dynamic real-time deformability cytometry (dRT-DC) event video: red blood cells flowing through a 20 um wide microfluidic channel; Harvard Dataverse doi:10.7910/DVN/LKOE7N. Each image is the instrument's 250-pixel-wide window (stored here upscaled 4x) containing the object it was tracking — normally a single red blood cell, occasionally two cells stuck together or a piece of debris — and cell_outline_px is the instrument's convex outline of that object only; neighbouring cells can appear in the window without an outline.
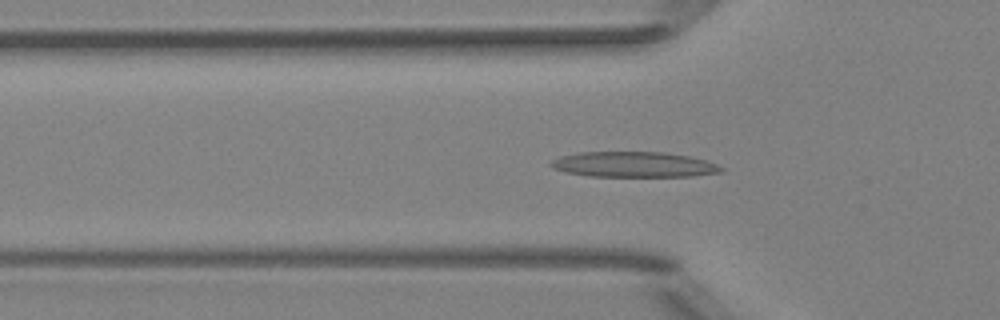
{"species": "Egyptian fruit bat (a non-hibernating species)", "species_latin": "Rousettus aegyptiacus", "temperature_condition": "room temperature", "stored_images_in_passage": 51, "camera_frame_rate_fps": 3000, "um_per_image_px": 0.085, "animal": {"sex": "female"}, "frame": {"image": 1, "passage_image": 17, "time_ms": 5.333, "image_size_px": [1000, 320], "cell_outline_px": [[724, 172], [692, 176], [588, 176], [564, 172], [552, 168], [548, 164], [552, 160], [560, 156], [580, 152], [664, 152], [688, 156], [708, 160], [724, 168]], "centroid_in_image_um": [53.87, 13.98], "position_along_channel_um": 71.9, "area_um2": 25.37}}
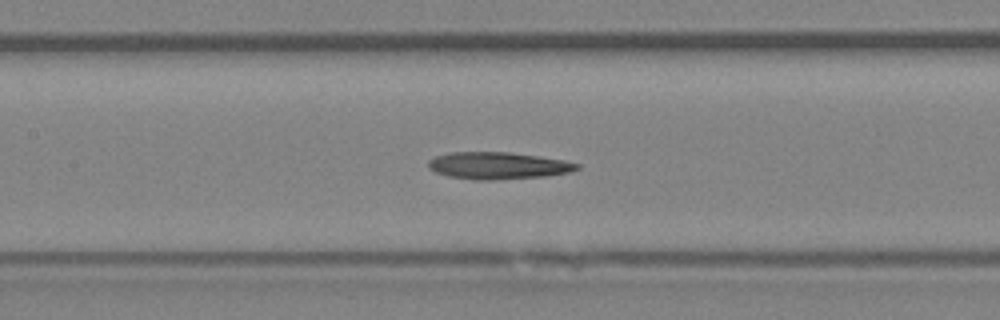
{"frame": {"image": 2, "passage_image": 24, "time_ms": 7.667, "image_size_px": [1000, 320], "cell_outline_px": [[580, 168], [572, 172], [544, 176], [496, 180], [472, 180], [448, 176], [436, 172], [428, 168], [428, 160], [436, 156], [448, 152], [508, 152], [564, 160], [580, 164]], "centroid_in_image_um": [42.32, 14.08], "position_along_channel_um": 165.1, "area_um2": 23.52}}
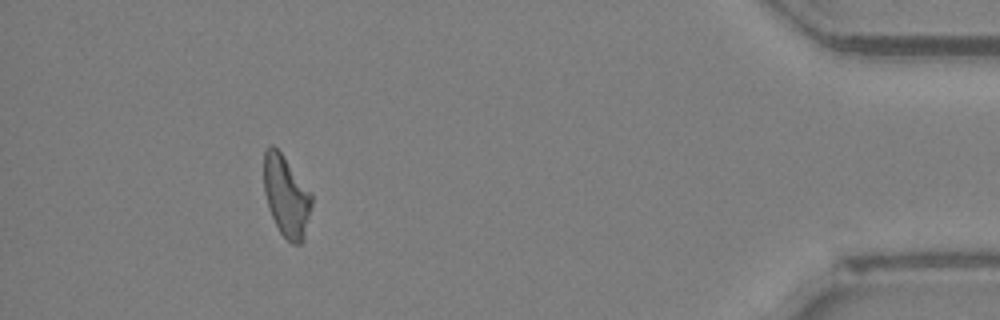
{"frame": {"image": 3, "passage_image": 47, "time_ms": 15.333, "image_size_px": [1000, 320], "cell_outline_px": [[312, 204], [304, 240], [300, 244], [292, 244], [280, 232], [268, 208], [264, 192], [264, 152], [268, 144], [272, 144], [280, 152], [312, 192]], "centroid_in_image_um": [24.34, 16.67], "position_along_channel_um": 410.9, "area_um2": 22.66}, "authors_computed_cell_mechanics": {"area_um2": 23.2934, "velocity_mm_per_s": 3.9931, "shape_relaxation_time_tau1_ms": 10.0624, "shape_relaxation_time_tau2_ms": 5.0576, "deformation_change_tau1": 0.229, "deformation_change_tau2": 0.1575}}